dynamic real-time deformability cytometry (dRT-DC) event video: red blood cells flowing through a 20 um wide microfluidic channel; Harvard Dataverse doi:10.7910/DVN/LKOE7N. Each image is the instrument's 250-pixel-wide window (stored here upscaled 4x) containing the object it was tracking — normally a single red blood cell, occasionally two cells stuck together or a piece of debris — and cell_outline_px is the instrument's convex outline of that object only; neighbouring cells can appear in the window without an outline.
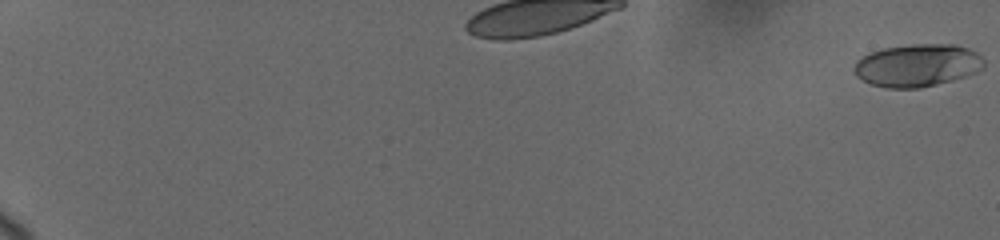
{"species": "human", "species_latin": "Homo sapiens", "temperature_condition": "cold", "stored_images_in_passage": 14, "camera_frame_rate_fps": 3000, "um_per_image_px": 0.085, "donor": {"sex": "female"}, "frame": {"image": 1, "passage_image": 1, "time_ms": 0.0, "image_size_px": [1000, 240], "cell_outline_px": [[984, 68], [976, 72], [952, 80], [920, 88], [888, 88], [872, 84], [856, 76], [852, 68], [856, 60], [872, 52], [884, 48], [912, 44], [956, 44], [968, 48], [976, 52], [984, 60]], "centroid_in_image_um": [77.98, 5.55], "position_along_channel_um": 7.0, "area_um2": 32.19}}